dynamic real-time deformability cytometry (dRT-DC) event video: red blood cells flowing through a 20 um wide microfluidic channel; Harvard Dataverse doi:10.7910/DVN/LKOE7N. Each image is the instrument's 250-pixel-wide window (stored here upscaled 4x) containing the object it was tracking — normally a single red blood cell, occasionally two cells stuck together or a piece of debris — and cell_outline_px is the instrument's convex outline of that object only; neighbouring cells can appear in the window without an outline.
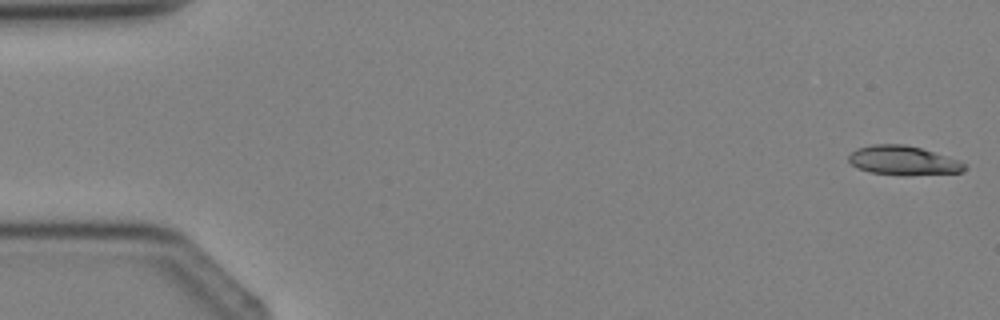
{"species": "Egyptian fruit bat (a non-hibernating species)", "species_latin": "Rousettus aegyptiacus", "temperature_condition": "cold", "stored_images_in_passage": 5, "camera_frame_rate_fps": 3000, "um_per_image_px": 0.085, "animal": {"sex": "female"}, "frame": {"image": 1, "passage_image": 1, "time_ms": 0.0, "image_size_px": [1000, 320], "cell_outline_px": [[968, 168], [964, 172], [908, 176], [904, 176], [872, 172], [856, 168], [848, 160], [848, 156], [856, 148], [872, 144], [904, 144], [920, 148], [968, 164]], "centroid_in_image_um": [76.77, 13.66], "position_along_channel_um": 8.2, "area_um2": 19.83}}
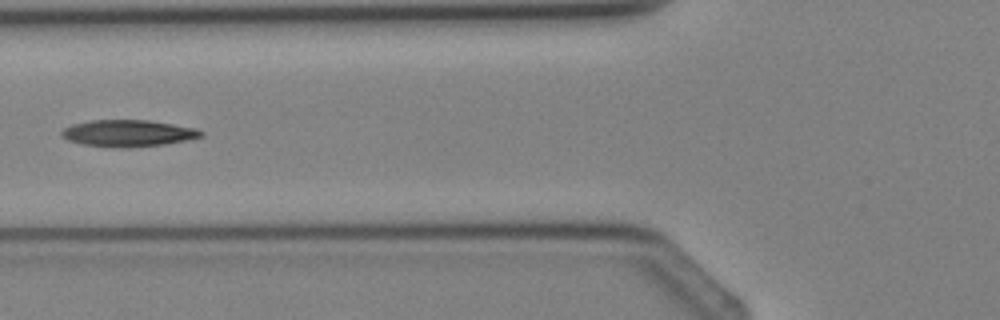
{"frame": {"image": 2, "passage_image": 5, "time_ms": 4.667, "image_size_px": [1000, 320], "cell_outline_px": [[204, 136], [164, 144], [84, 144], [68, 140], [60, 136], [60, 132], [64, 128], [72, 124], [88, 120], [148, 120], [196, 128], [204, 132]], "centroid_in_image_um": [10.88, 11.25], "position_along_channel_um": 114.9, "area_um2": 20.4}}